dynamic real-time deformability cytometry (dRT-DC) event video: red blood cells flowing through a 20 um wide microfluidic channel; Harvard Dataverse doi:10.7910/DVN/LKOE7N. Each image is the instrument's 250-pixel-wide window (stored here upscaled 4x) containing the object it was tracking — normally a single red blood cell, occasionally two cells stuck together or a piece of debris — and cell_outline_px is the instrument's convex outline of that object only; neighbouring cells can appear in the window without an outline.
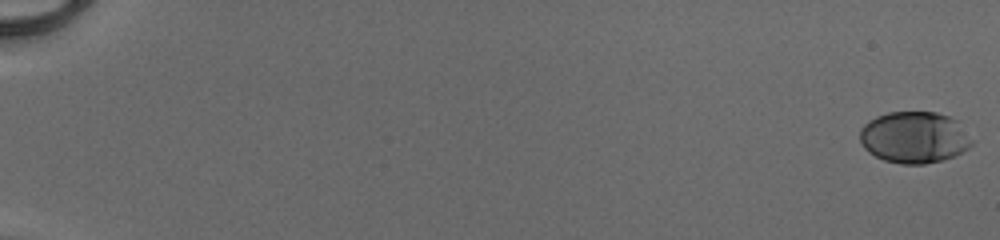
{"species": "human", "species_latin": "Homo sapiens", "temperature_condition": "cold", "stored_images_in_passage": 53, "camera_frame_rate_fps": 3000, "um_per_image_px": 0.085, "donor": {"sex": "male"}, "frame": {"image": 1, "passage_image": 1, "time_ms": 0.0, "image_size_px": [1000, 240], "cell_outline_px": [[972, 144], [968, 148], [956, 156], [944, 160], [924, 164], [900, 164], [884, 160], [868, 152], [864, 148], [860, 140], [860, 128], [868, 120], [876, 116], [888, 112], [936, 112], [960, 120], [972, 140]], "centroid_in_image_um": [77.73, 11.67], "position_along_channel_um": 7.3, "area_um2": 34.1}}
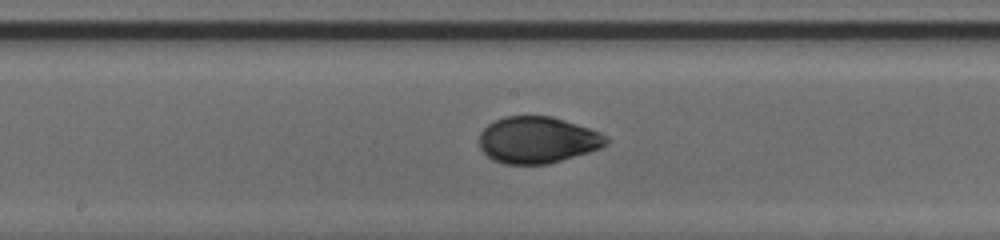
{"frame": {"image": 2, "passage_image": 31, "time_ms": 10.0, "image_size_px": [1000, 240], "cell_outline_px": [[612, 140], [608, 144], [600, 148], [588, 152], [548, 164], [504, 164], [488, 156], [480, 148], [480, 132], [488, 124], [504, 116], [552, 116], [600, 132], [608, 136]], "centroid_in_image_um": [45.72, 11.89], "position_along_channel_um": 202.5, "area_um2": 34.39}}
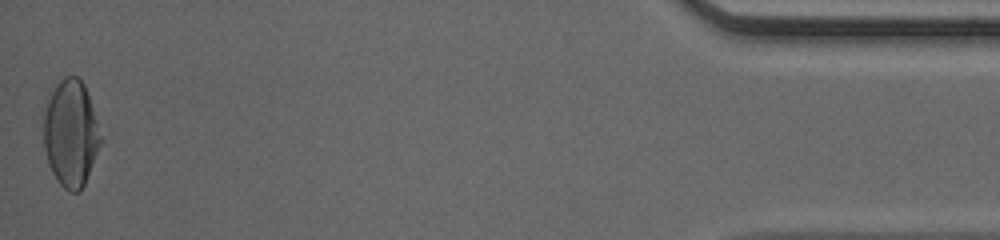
{"frame": {"image": 3, "passage_image": 53, "time_ms": 17.333, "image_size_px": [1000, 240], "cell_outline_px": [[104, 140], [84, 184], [80, 192], [68, 192], [56, 180], [48, 164], [44, 148], [44, 96], [60, 76], [76, 76], [84, 84]], "centroid_in_image_um": [6.0, 11.29], "position_along_channel_um": 429.2, "area_um2": 36.53}, "authors_computed_cell_mechanics": {"area_um2": 33.813, "velocity_mm_per_s": 4.1298, "shape_relaxation_time_tau1_ms": 3.9149, "shape_relaxation_time_tau2_ms": 0.6788, "deformation_change_tau1": 0.1543, "deformation_change_tau2": 0.0359}}